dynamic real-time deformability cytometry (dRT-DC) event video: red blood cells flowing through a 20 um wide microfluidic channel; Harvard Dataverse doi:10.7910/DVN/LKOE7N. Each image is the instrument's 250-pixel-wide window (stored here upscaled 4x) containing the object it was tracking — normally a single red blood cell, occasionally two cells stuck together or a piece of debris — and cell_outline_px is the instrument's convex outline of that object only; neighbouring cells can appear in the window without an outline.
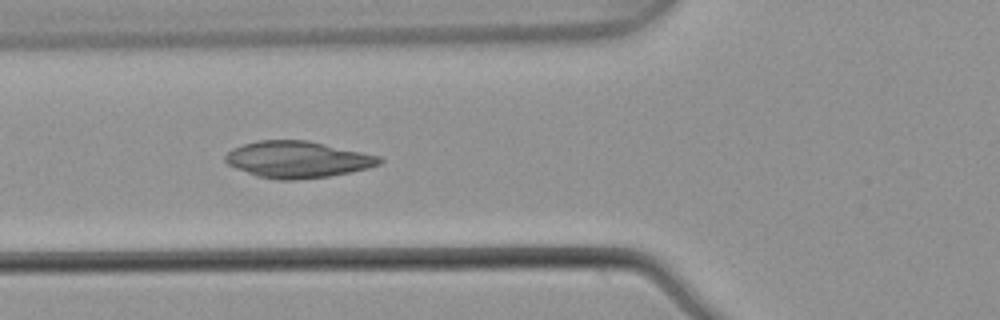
{"species": "common noctule bat (a hibernating species)", "species_latin": "Nyctalus noctula", "temperature_condition": "warm", "stored_images_in_passage": 8, "camera_frame_rate_fps": 3000, "um_per_image_px": 0.085, "animal": {"sex": "male", "body_mass_g": 21.5, "forearm_length_mm": 52.0}, "frame": {"image": 1, "passage_image": 4, "time_ms": 1.0, "image_size_px": [1000, 320], "cell_outline_px": [[384, 160], [380, 164], [368, 168], [328, 176], [296, 180], [276, 180], [256, 176], [236, 168], [228, 164], [224, 160], [224, 156], [232, 148], [244, 144], [260, 140], [308, 140], [380, 156]], "centroid_in_image_um": [25.27, 13.56], "position_along_channel_um": 100.5, "area_um2": 32.83}}